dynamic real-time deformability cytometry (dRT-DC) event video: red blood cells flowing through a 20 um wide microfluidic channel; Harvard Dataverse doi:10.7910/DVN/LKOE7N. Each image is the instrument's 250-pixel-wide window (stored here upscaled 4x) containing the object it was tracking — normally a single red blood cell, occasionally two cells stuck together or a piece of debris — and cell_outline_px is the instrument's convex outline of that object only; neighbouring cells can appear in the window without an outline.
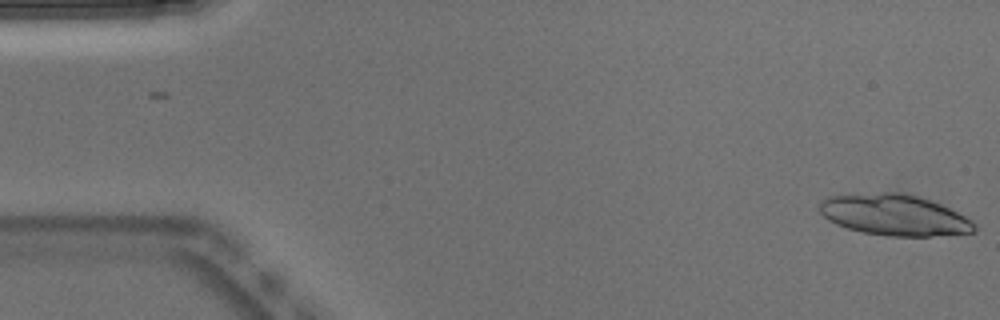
{"species": "Egyptian fruit bat (a non-hibernating species)", "species_latin": "Rousettus aegyptiacus", "temperature_condition": "warm", "stored_images_in_passage": 21, "camera_frame_rate_fps": 3000, "um_per_image_px": 0.085, "animal": {"sex": "male"}, "frame": {"image": 1, "passage_image": 1, "time_ms": 0.0, "image_size_px": [1000, 320], "cell_outline_px": [[976, 232], [928, 236], [888, 236], [864, 232], [848, 228], [836, 224], [828, 220], [820, 212], [820, 204], [828, 196], [880, 192], [904, 192], [940, 204], [972, 220], [976, 224]], "centroid_in_image_um": [76.02, 18.27], "position_along_channel_um": 9.0, "area_um2": 36.76}}